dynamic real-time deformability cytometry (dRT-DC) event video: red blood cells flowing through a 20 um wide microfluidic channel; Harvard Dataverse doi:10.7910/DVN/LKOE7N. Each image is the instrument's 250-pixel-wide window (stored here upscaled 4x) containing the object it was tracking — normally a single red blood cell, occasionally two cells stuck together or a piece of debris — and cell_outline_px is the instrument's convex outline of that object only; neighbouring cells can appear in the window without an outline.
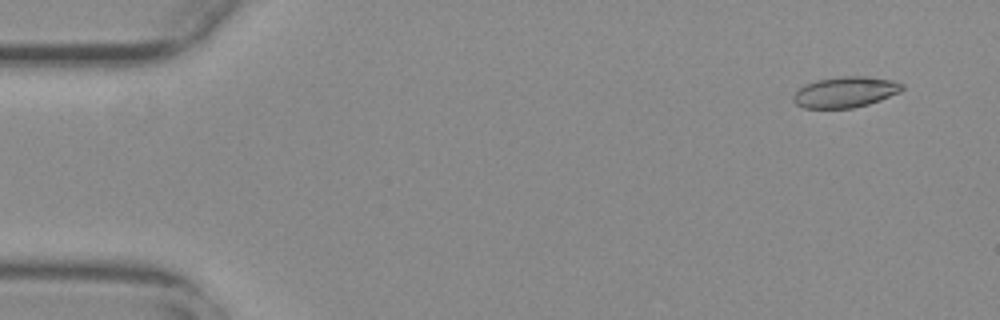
{"species": "common noctule bat (a hibernating species)", "species_latin": "Nyctalus noctula", "temperature_condition": "warm", "stored_images_in_passage": 53, "camera_frame_rate_fps": 3000, "um_per_image_px": 0.085, "animal": {"sex": "female", "body_mass_g": 29.2, "forearm_length_mm": 56.3}, "frame": {"image": 1, "passage_image": 1, "time_ms": 0.0, "image_size_px": [1000, 320], "cell_outline_px": [[904, 88], [900, 92], [880, 100], [868, 104], [852, 108], [804, 108], [796, 104], [792, 100], [792, 96], [804, 84], [816, 80], [840, 76], [868, 76], [892, 80], [904, 84]], "centroid_in_image_um": [71.85, 7.82], "position_along_channel_um": 13.2, "area_um2": 19.65}}
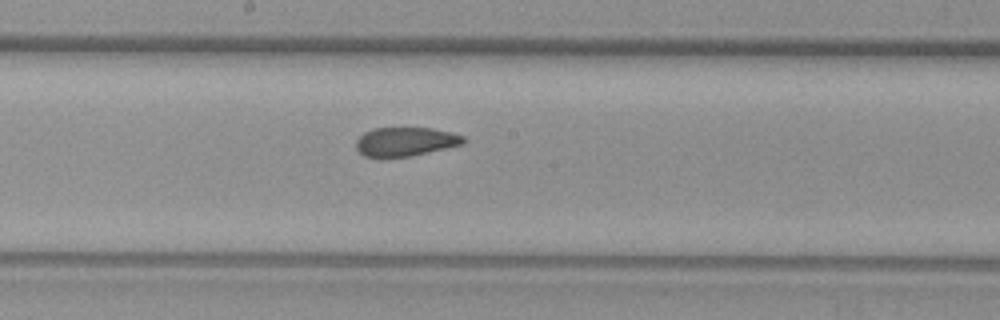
{"frame": {"image": 2, "passage_image": 27, "time_ms": 8.667, "image_size_px": [1000, 320], "cell_outline_px": [[468, 140], [464, 144], [408, 156], [384, 160], [380, 160], [364, 156], [356, 148], [356, 140], [364, 132], [372, 128], [432, 128], [452, 132], [464, 136]], "centroid_in_image_um": [34.43, 12.06], "position_along_channel_um": 213.8, "area_um2": 18.61}}
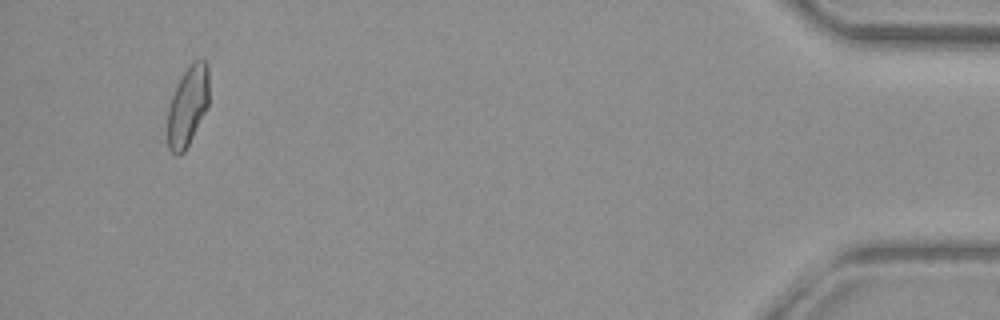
{"frame": {"image": 3, "passage_image": 50, "time_ms": 16.333, "image_size_px": [1000, 320], "cell_outline_px": [[208, 104], [184, 152], [180, 156], [176, 156], [168, 148], [168, 108], [172, 96], [184, 72], [192, 60], [204, 60], [208, 64]], "centroid_in_image_um": [15.95, 9.01], "position_along_channel_um": 419.3, "area_um2": 18.9}, "authors_computed_cell_mechanics": {"area_um2": 19.4208, "velocity_mm_per_s": 3.7314, "shape_relaxation_time_tau1_ms": null, "shape_relaxation_time_tau2_ms": 1.5727, "deformation_change_tau1": null, "deformation_change_tau2": 0.0711}}